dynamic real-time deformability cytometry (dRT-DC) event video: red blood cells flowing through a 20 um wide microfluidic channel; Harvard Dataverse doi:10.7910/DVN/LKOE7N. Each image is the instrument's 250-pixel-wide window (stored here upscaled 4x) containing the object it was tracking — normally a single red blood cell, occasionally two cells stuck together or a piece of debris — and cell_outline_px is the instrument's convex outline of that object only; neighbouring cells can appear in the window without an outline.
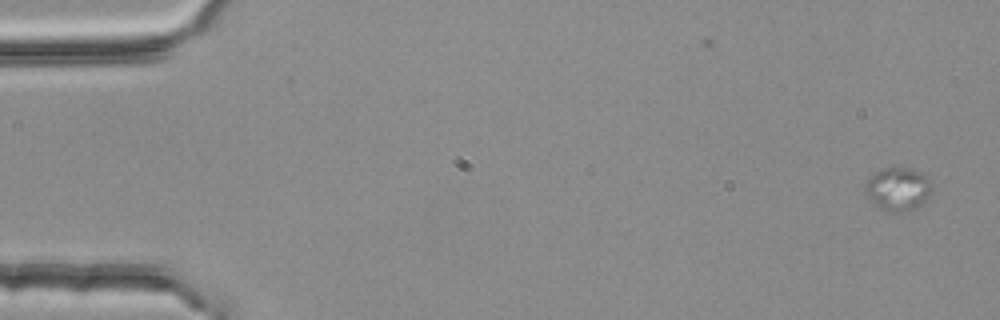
{"species": "common noctule bat (a hibernating species)", "species_latin": "Nyctalus noctula", "temperature_condition": "room temperature", "stored_images_in_passage": 6, "camera_frame_rate_fps": 3000, "um_per_image_px": 0.085, "animal": {"sex": "female", "body_mass_g": 25.1}, "frame": {"image": 1, "passage_image": 1, "time_ms": 0.0, "image_size_px": [1000, 320], "cell_outline_px": [[932, 192], [920, 204], [912, 208], [900, 212], [892, 212], [880, 208], [868, 196], [864, 188], [864, 184], [868, 176], [892, 164], [900, 164], [920, 172], [928, 180]], "centroid_in_image_um": [76.28, 15.99], "position_along_channel_um": 8.7, "area_um2": 16.82}}